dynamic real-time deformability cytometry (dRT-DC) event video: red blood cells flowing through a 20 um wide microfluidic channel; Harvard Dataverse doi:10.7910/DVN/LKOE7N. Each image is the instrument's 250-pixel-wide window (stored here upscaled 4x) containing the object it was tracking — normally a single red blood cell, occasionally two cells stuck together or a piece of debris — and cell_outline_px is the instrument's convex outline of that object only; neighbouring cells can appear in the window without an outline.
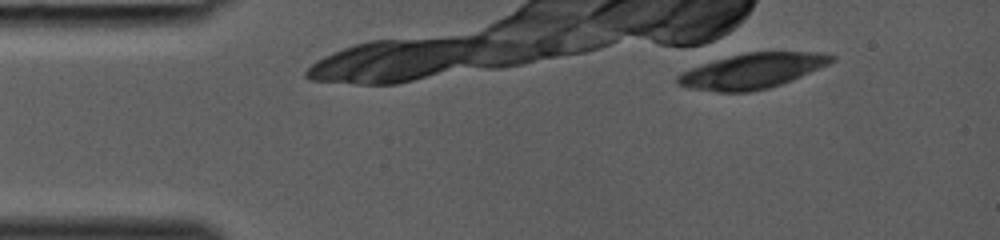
{"species": "common noctule bat (a hibernating species)", "species_latin": "Nyctalus noctula", "temperature_condition": "room temperature", "stored_images_in_passage": 1, "camera_frame_rate_fps": 3000, "um_per_image_px": 0.085, "animal": {"sex": "female", "body_mass_g": 19.0, "forearm_length_mm": 53.3}, "frame": {"image": 1, "passage_image": 1, "time_ms": 0.0, "image_size_px": [1000, 240], "cell_outline_px": [[836, 60], [828, 64], [800, 76], [780, 84], [768, 88], [752, 92], [716, 92], [688, 88], [676, 84], [676, 76], [692, 68], [716, 60], [748, 52], [820, 52], [836, 56]], "centroid_in_image_um": [63.94, 6.04], "position_along_channel_um": 21.1, "area_um2": 31.1}}